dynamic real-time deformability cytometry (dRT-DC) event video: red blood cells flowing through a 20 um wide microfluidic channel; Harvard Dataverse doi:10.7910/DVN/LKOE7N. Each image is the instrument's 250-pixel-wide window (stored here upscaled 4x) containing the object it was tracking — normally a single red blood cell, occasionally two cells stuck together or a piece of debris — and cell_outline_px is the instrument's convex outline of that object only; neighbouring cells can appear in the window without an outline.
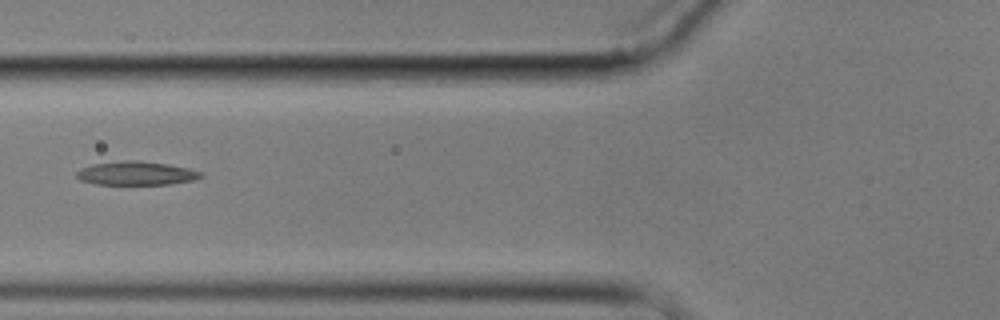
{"species": "common noctule bat (a hibernating species)", "species_latin": "Nyctalus noctula", "temperature_condition": "cold", "stored_images_in_passage": 11, "segment_of_instrument_passage": [1, 2], "camera_frame_rate_fps": 3000, "um_per_image_px": 0.085, "animal": {"sex": "male", "body_mass_g": 17.9}, "frame": {"image": 1, "passage_image": 7, "time_ms": 8.667, "image_size_px": [1000, 320], "cell_outline_px": [[204, 176], [196, 180], [168, 184], [96, 184], [80, 180], [76, 176], [76, 172], [80, 168], [92, 164], [124, 160], [136, 160], [168, 164], [188, 168], [204, 172]], "centroid_in_image_um": [11.6, 14.72], "position_along_channel_um": 114.2, "area_um2": 17.28}}
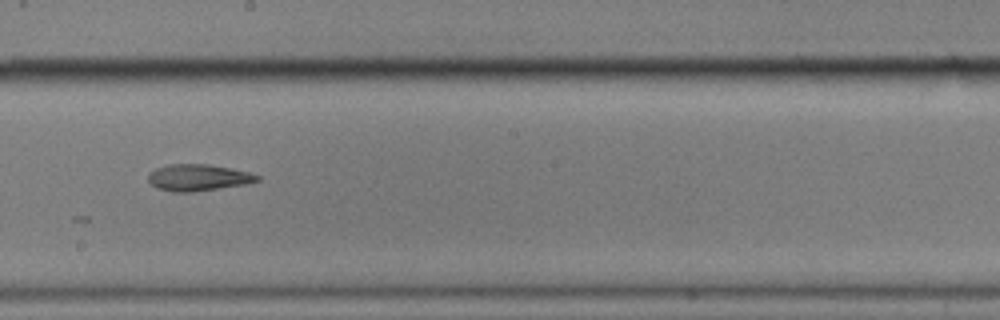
{"frame": {"image": 2, "passage_image": 10, "time_ms": 12.0, "image_size_px": [1000, 320], "cell_outline_px": [[260, 180], [244, 184], [192, 192], [172, 192], [156, 188], [148, 180], [148, 176], [156, 168], [168, 164], [208, 164], [248, 172], [260, 176]], "centroid_in_image_um": [16.81, 15.09], "position_along_channel_um": 231.4, "area_um2": 16.65}}